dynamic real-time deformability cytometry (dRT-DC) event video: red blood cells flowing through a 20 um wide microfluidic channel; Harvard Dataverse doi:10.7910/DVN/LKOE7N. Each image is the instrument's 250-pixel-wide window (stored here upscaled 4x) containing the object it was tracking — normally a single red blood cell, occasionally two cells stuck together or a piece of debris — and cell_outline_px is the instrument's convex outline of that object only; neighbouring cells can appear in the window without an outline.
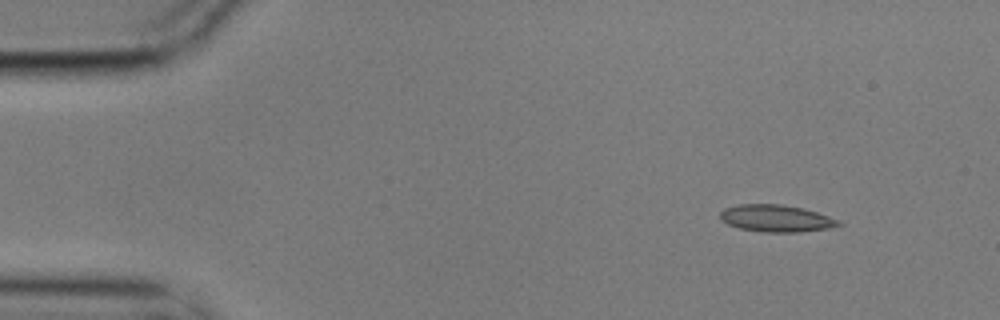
{"species": "common noctule bat (a hibernating species)", "species_latin": "Nyctalus noctula", "temperature_condition": "cold", "stored_images_in_passage": 4, "camera_frame_rate_fps": 3000, "um_per_image_px": 0.085, "animal": {"sex": "male", "body_mass_g": 17.9}, "frame": {"image": 1, "passage_image": 1, "time_ms": 0.0, "image_size_px": [1000, 320], "cell_outline_px": [[844, 224], [828, 228], [796, 232], [760, 232], [740, 228], [728, 224], [720, 220], [720, 212], [724, 208], [740, 204], [780, 204], [804, 208], [840, 220]], "centroid_in_image_um": [65.96, 18.56], "position_along_channel_um": 19.0, "area_um2": 18.67}}
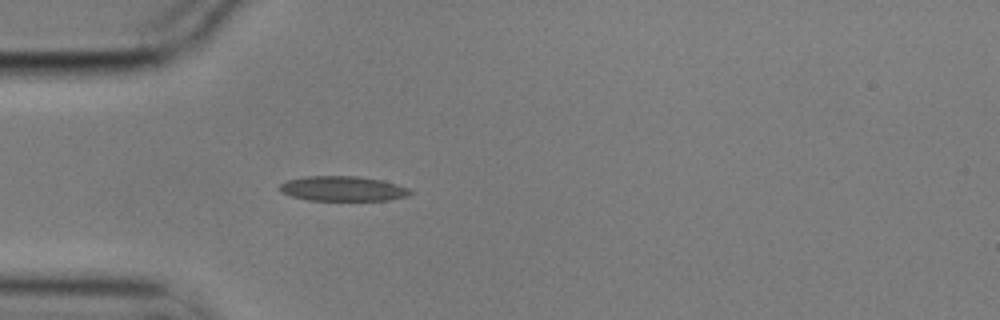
{"frame": {"image": 2, "passage_image": 4, "time_ms": 1.0, "image_size_px": [1000, 320], "cell_outline_px": [[412, 192], [408, 196], [388, 200], [308, 200], [292, 196], [280, 192], [280, 184], [288, 180], [304, 176], [356, 176], [380, 180], [396, 184], [408, 188]], "centroid_in_image_um": [29.12, 16.03], "position_along_channel_um": 55.9, "area_um2": 18.79}}